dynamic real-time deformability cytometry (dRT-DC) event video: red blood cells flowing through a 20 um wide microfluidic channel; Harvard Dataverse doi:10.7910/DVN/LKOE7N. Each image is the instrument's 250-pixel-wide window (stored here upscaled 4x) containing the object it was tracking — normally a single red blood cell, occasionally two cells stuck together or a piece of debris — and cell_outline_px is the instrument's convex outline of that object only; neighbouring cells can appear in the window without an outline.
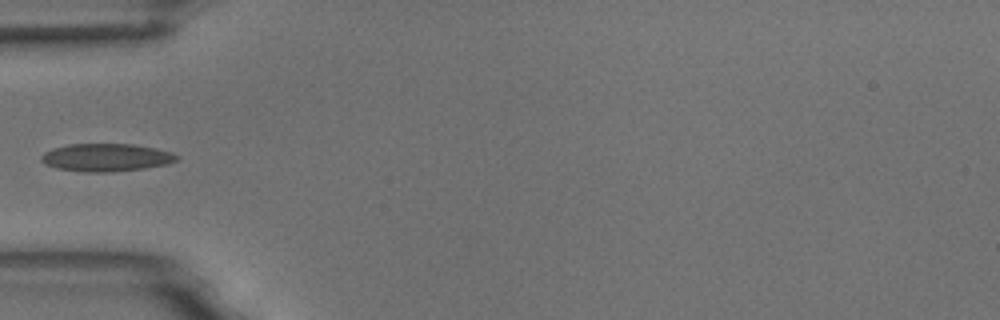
{"species": "common noctule bat (a hibernating species)", "species_latin": "Nyctalus noctula", "temperature_condition": "room temperature", "stored_images_in_passage": 38, "camera_frame_rate_fps": 3000, "um_per_image_px": 0.085, "animal": {"sex": "male", "body_mass_g": 18.8}, "frame": {"image": 1, "passage_image": 1, "time_ms": 0.0, "image_size_px": [1000, 320], "cell_outline_px": [[180, 160], [168, 164], [144, 168], [112, 172], [84, 172], [56, 168], [44, 164], [40, 160], [40, 156], [44, 152], [52, 148], [68, 144], [132, 144], [156, 148], [172, 152], [180, 156]], "centroid_in_image_um": [9.03, 13.38], "position_along_channel_um": 76.0, "area_um2": 22.25}}
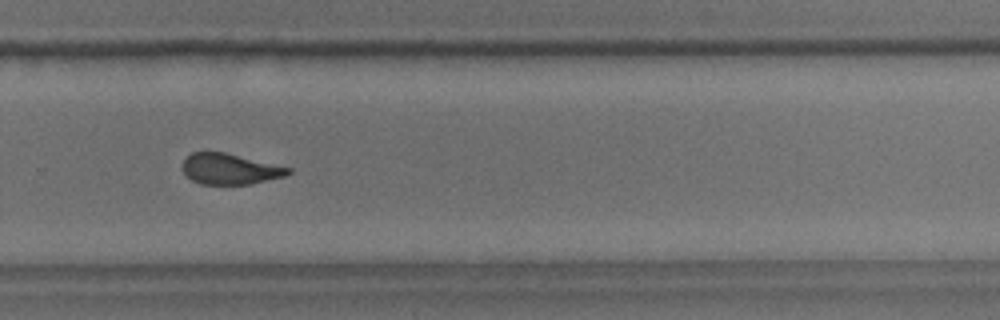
{"frame": {"image": 2, "passage_image": 20, "time_ms": 6.333, "image_size_px": [1000, 320], "cell_outline_px": [[292, 172], [288, 176], [248, 184], [200, 184], [192, 180], [180, 168], [184, 160], [192, 152], [224, 152], [292, 168]], "centroid_in_image_um": [19.56, 14.37], "position_along_channel_um": 310.2, "area_um2": 18.96}}
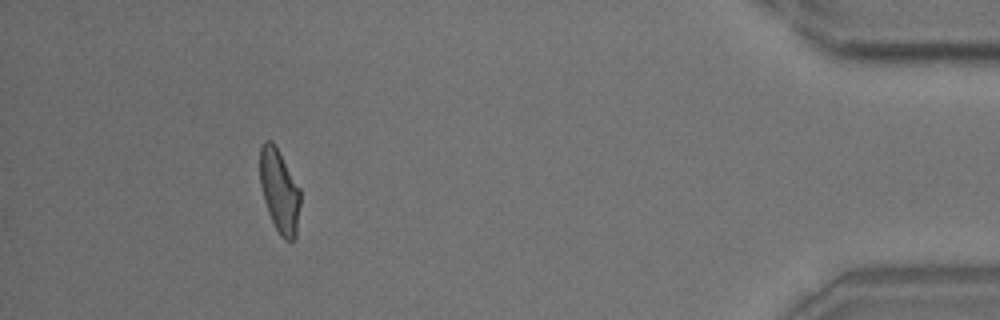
{"frame": {"image": 3, "passage_image": 33, "time_ms": 10.667, "image_size_px": [1000, 320], "cell_outline_px": [[300, 204], [296, 236], [292, 240], [284, 240], [280, 236], [268, 212], [264, 200], [260, 184], [260, 144], [264, 140], [272, 140], [300, 188]], "centroid_in_image_um": [23.74, 16.22], "position_along_channel_um": 411.5, "area_um2": 19.54}}